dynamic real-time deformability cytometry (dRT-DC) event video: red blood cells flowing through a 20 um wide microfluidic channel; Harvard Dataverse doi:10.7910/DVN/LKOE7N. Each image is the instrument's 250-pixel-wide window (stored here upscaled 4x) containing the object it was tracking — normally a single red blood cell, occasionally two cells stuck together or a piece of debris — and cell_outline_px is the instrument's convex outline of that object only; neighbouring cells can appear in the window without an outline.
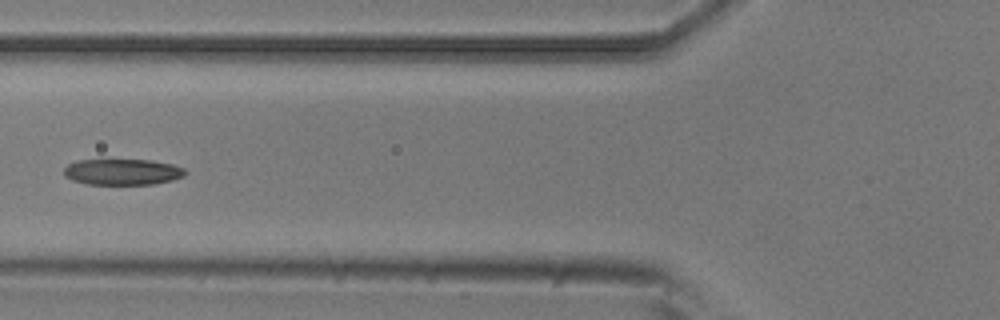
{"species": "common noctule bat (a hibernating species)", "species_latin": "Nyctalus noctula", "temperature_condition": "room temperature", "stored_images_in_passage": 6, "camera_frame_rate_fps": 3000, "um_per_image_px": 0.085, "animal": {"sex": "male", "body_mass_g": 20.5, "forearm_length_mm": 52.5}, "frame": {"image": 1, "passage_image": 6, "time_ms": 1.667, "image_size_px": [1000, 320], "cell_outline_px": [[188, 172], [184, 176], [172, 180], [152, 184], [88, 184], [72, 180], [64, 176], [64, 168], [68, 164], [76, 160], [152, 160], [172, 164], [184, 168]], "centroid_in_image_um": [10.42, 14.61], "position_along_channel_um": 115.4, "area_um2": 18.44}}